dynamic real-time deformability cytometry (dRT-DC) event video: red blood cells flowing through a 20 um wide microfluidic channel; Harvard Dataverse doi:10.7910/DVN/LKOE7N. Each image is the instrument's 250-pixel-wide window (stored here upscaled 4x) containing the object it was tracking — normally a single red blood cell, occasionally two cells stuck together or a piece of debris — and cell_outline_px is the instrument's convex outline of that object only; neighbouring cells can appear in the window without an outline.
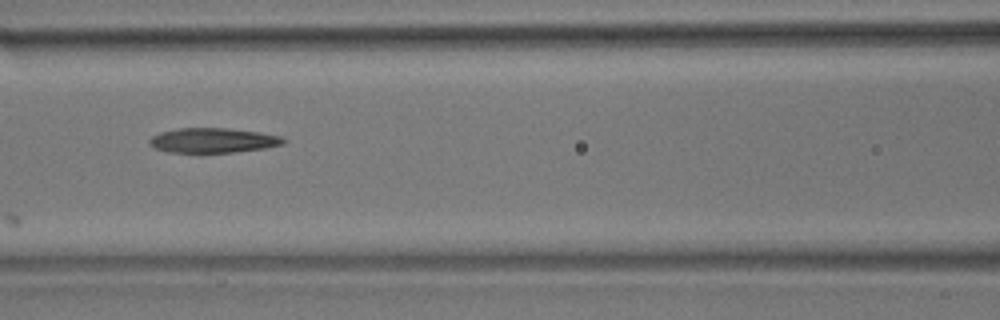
{"species": "common noctule bat (a hibernating species)", "species_latin": "Nyctalus noctula", "temperature_condition": "room temperature", "stored_images_in_passage": 9, "camera_frame_rate_fps": 3000, "um_per_image_px": 0.085, "animal": {"sex": "male", "body_mass_g": 17.9}, "frame": {"image": 1, "passage_image": 7, "time_ms": 2.0, "image_size_px": [1000, 320], "cell_outline_px": [[288, 140], [284, 144], [264, 148], [236, 152], [168, 152], [156, 148], [148, 144], [148, 140], [152, 136], [160, 132], [180, 128], [224, 128], [256, 132], [280, 136]], "centroid_in_image_um": [18.09, 11.93], "position_along_channel_um": 148.5, "area_um2": 19.19}}